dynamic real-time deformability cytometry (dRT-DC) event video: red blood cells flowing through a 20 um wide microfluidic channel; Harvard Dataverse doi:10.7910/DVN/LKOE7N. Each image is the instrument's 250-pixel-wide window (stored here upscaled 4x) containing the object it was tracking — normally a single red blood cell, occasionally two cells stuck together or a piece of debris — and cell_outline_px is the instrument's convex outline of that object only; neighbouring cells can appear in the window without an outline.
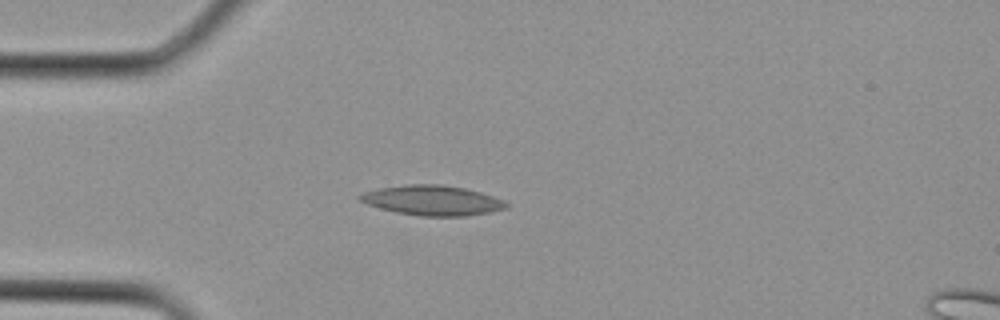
{"species": "Egyptian fruit bat (a non-hibernating species)", "species_latin": "Rousettus aegyptiacus", "temperature_condition": "cold", "stored_images_in_passage": 1, "camera_frame_rate_fps": 3000, "um_per_image_px": 0.085, "animal": {"sex": "female"}, "frame": {"image": 1, "passage_image": 1, "time_ms": 0.0, "image_size_px": [1000, 320], "cell_outline_px": [[508, 208], [488, 212], [464, 216], [420, 216], [396, 212], [380, 208], [368, 204], [360, 200], [356, 196], [364, 192], [380, 188], [404, 184], [440, 184], [464, 188], [480, 192], [504, 200], [508, 204]], "centroid_in_image_um": [36.74, 17.03], "position_along_channel_um": 48.3, "area_um2": 25.43}}